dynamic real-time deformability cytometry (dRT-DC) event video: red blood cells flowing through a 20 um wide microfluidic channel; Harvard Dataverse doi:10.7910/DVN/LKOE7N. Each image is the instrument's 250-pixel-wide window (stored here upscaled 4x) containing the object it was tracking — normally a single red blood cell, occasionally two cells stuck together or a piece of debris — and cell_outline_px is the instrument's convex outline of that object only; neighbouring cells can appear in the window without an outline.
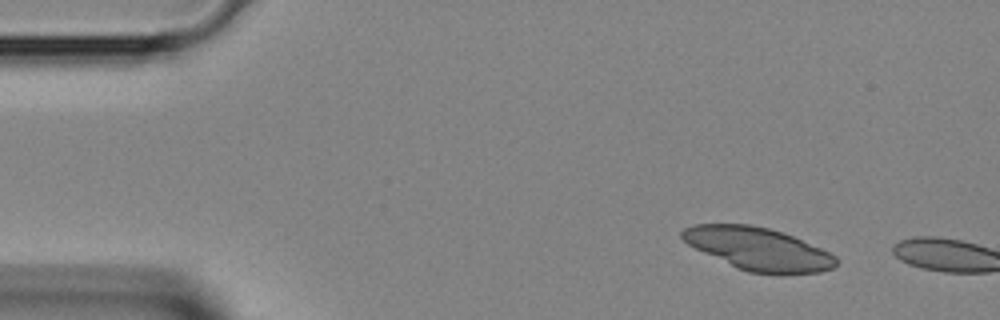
{"species": "Egyptian fruit bat (a non-hibernating species)", "species_latin": "Rousettus aegyptiacus", "temperature_condition": "room temperature", "stored_images_in_passage": 2, "camera_frame_rate_fps": 3000, "um_per_image_px": 0.085, "animal": {"sex": "female"}, "frame": {"image": 1, "passage_image": 1, "time_ms": 0.0, "image_size_px": [1000, 320], "cell_outline_px": [[836, 264], [832, 268], [820, 272], [748, 272], [736, 268], [688, 244], [680, 236], [680, 232], [684, 228], [692, 224], [752, 224], [768, 228], [792, 236], [820, 248], [836, 256]], "centroid_in_image_um": [64.39, 21.12], "position_along_channel_um": 20.6, "area_um2": 37.4}}